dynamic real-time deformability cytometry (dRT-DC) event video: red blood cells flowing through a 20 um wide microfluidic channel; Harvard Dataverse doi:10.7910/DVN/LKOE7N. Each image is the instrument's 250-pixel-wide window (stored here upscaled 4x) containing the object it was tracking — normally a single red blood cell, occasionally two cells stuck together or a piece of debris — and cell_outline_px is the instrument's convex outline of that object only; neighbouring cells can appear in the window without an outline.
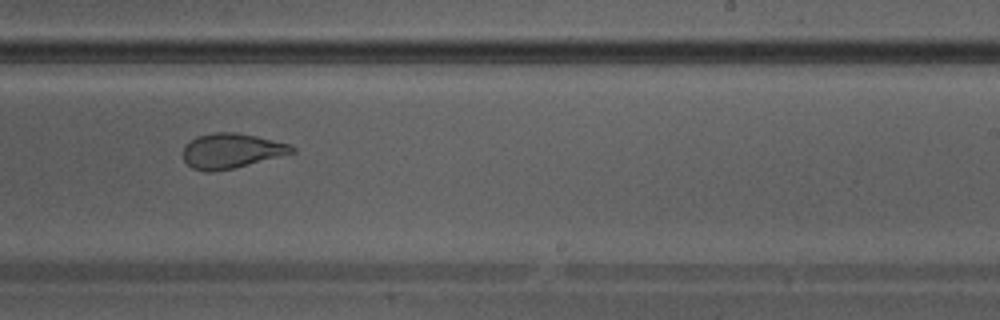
{"species": "Egyptian fruit bat (a non-hibernating species)", "species_latin": "Rousettus aegyptiacus", "temperature_condition": "warm", "stored_images_in_passage": 37, "camera_frame_rate_fps": 3000, "um_per_image_px": 0.085, "animal": {"sex": "male"}, "frame": {"image": 1, "passage_image": 22, "time_ms": 7.0, "image_size_px": [1000, 320], "cell_outline_px": [[296, 152], [232, 168], [212, 172], [208, 172], [192, 168], [184, 160], [184, 148], [196, 136], [212, 132], [236, 132], [256, 136], [288, 144], [296, 148]], "centroid_in_image_um": [19.66, 12.81], "position_along_channel_um": 269.3, "area_um2": 21.79}}